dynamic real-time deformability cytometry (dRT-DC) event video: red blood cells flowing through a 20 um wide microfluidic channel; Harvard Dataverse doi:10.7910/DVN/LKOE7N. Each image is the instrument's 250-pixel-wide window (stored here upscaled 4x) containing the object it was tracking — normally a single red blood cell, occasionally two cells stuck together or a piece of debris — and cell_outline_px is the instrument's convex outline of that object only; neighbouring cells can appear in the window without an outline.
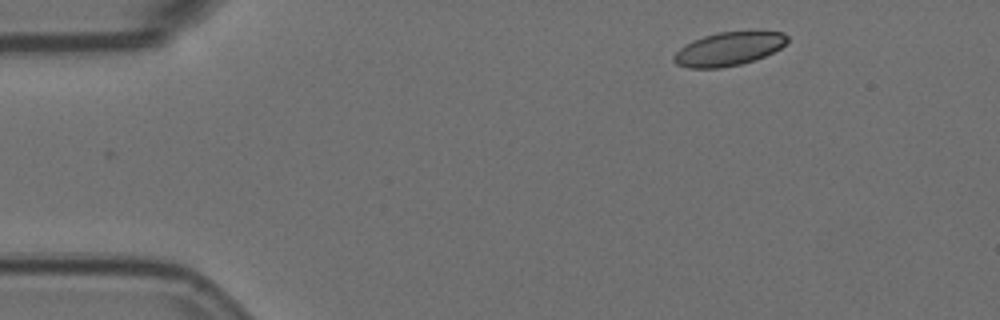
{"species": "Egyptian fruit bat (a non-hibernating species)", "species_latin": "Rousettus aegyptiacus", "temperature_condition": "room temperature", "stored_images_in_passage": 50, "camera_frame_rate_fps": 3000, "um_per_image_px": 0.085, "animal": {"sex": "female"}, "frame": {"image": 1, "passage_image": 1, "time_ms": 0.0, "image_size_px": [1000, 320], "cell_outline_px": [[788, 40], [780, 48], [764, 56], [740, 64], [720, 68], [688, 68], [676, 64], [672, 60], [672, 56], [680, 48], [692, 40], [716, 32], [784, 32], [788, 36]], "centroid_in_image_um": [61.88, 4.16], "position_along_channel_um": 23.1, "area_um2": 21.96}}
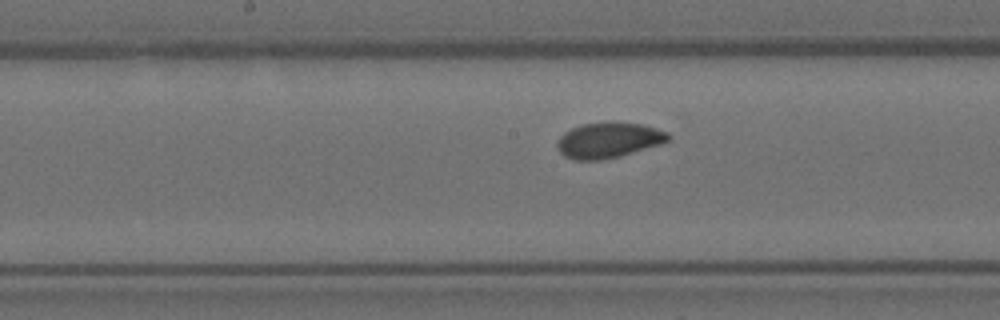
{"frame": {"image": 2, "passage_image": 22, "time_ms": 7.0, "image_size_px": [1000, 320], "cell_outline_px": [[672, 136], [668, 140], [660, 144], [620, 156], [600, 160], [572, 160], [564, 156], [556, 148], [556, 140], [564, 132], [580, 124], [644, 124], [668, 132]], "centroid_in_image_um": [51.69, 11.95], "position_along_channel_um": 196.5, "area_um2": 22.6}}
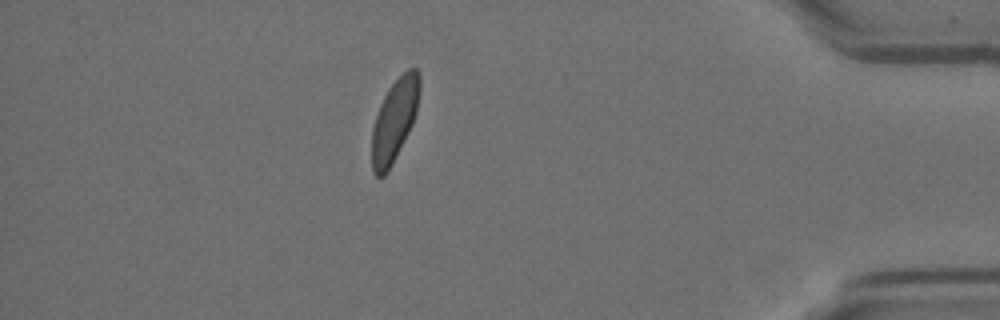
{"frame": {"image": 3, "passage_image": 43, "time_ms": 14.0, "image_size_px": [1000, 320], "cell_outline_px": [[420, 92], [416, 112], [412, 124], [392, 164], [384, 176], [376, 176], [372, 172], [372, 128], [380, 104], [388, 88], [408, 68], [416, 68], [420, 72]], "centroid_in_image_um": [33.53, 10.2], "position_along_channel_um": 401.7, "area_um2": 22.72}, "authors_computed_cell_mechanics": {"area_um2": 22.9466, "velocity_mm_per_s": 3.5668, "shape_relaxation_time_tau1_ms": 5.6843, "shape_relaxation_time_tau2_ms": 3.1236, "deformation_change_tau1": 0.1195, "deformation_change_tau2": 0.0514}}